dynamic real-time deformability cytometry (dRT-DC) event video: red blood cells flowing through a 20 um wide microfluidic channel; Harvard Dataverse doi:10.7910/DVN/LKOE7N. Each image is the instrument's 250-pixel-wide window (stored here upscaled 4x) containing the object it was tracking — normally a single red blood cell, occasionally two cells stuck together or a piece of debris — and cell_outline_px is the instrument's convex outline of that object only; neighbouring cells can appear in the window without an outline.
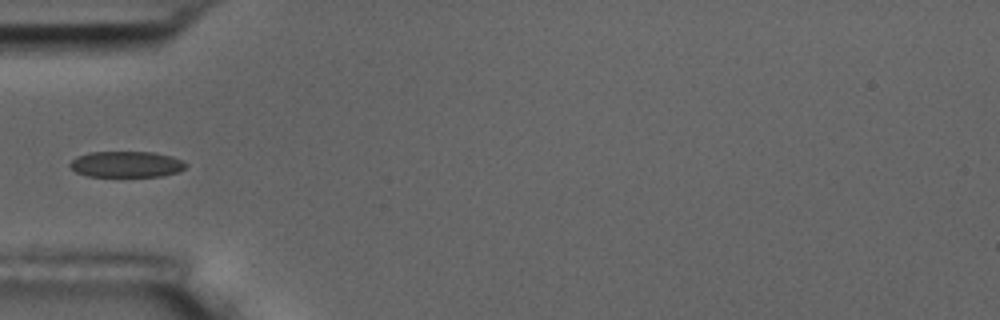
{"species": "common noctule bat (a hibernating species)", "species_latin": "Nyctalus noctula", "temperature_condition": "room temperature", "stored_images_in_passage": 2, "camera_frame_rate_fps": 3000, "um_per_image_px": 0.085, "animal": {"sex": "male", "body_mass_g": 17.5, "forearm_length_mm": 52.3}, "frame": {"image": 1, "passage_image": 2, "time_ms": 1.0, "image_size_px": [1000, 320], "cell_outline_px": [[188, 164], [180, 172], [160, 176], [88, 176], [76, 172], [68, 164], [76, 156], [88, 152], [152, 152], [172, 156], [184, 160]], "centroid_in_image_um": [10.76, 13.95], "position_along_channel_um": 74.2, "area_um2": 17.69}}